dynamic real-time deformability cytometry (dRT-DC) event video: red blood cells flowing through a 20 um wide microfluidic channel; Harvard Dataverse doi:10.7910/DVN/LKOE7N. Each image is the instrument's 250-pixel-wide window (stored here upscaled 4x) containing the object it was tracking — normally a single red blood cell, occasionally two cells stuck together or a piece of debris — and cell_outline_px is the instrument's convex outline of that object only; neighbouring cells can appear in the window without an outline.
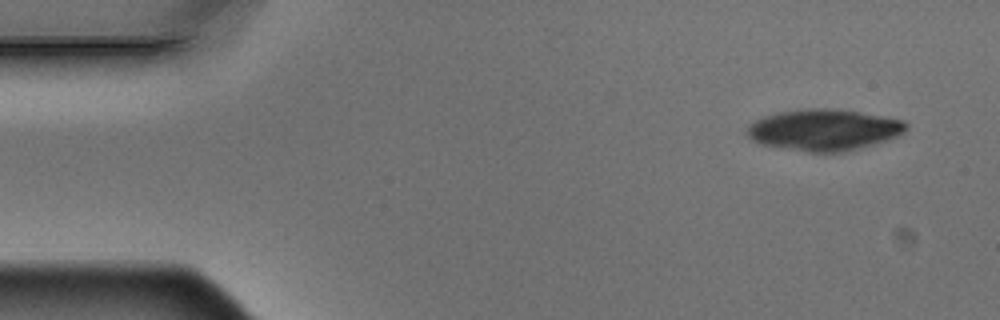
{"species": "Egyptian fruit bat (a non-hibernating species)", "species_latin": "Rousettus aegyptiacus", "temperature_condition": "warm", "stored_images_in_passage": 4, "camera_frame_rate_fps": 3000, "um_per_image_px": 0.085, "animal": {"sex": "male"}, "frame": {"image": 1, "passage_image": 1, "time_ms": 0.0, "image_size_px": [1000, 320], "cell_outline_px": [[908, 128], [904, 132], [896, 136], [884, 140], [856, 148], [840, 152], [808, 152], [760, 144], [752, 140], [748, 136], [748, 124], [764, 116], [780, 112], [804, 108], [828, 108], [856, 112], [904, 120], [908, 124]], "centroid_in_image_um": [69.99, 11.03], "position_along_channel_um": 15.0, "area_um2": 37.74}}